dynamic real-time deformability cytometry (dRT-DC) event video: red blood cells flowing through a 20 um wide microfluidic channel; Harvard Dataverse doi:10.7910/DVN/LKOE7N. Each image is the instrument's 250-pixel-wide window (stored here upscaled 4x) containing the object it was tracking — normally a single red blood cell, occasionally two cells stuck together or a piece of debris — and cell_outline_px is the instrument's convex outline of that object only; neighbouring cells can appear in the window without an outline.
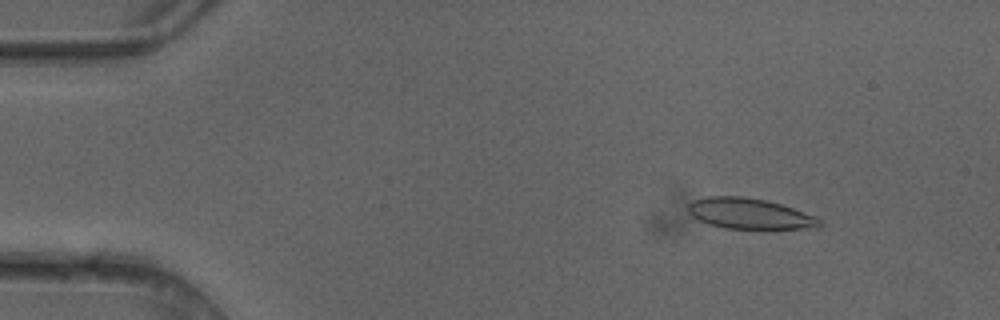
{"species": "common noctule bat (a hibernating species)", "species_latin": "Nyctalus noctula", "temperature_condition": "cold", "stored_images_in_passage": 5, "camera_frame_rate_fps": 3000, "um_per_image_px": 0.085, "animal": {"sex": "female"}, "frame": {"image": 1, "passage_image": 2, "time_ms": 0.333, "image_size_px": [1000, 320], "cell_outline_px": [[820, 224], [816, 228], [724, 228], [708, 224], [692, 216], [688, 212], [688, 204], [692, 200], [708, 196], [740, 196], [768, 200], [816, 216], [820, 220]], "centroid_in_image_um": [63.67, 18.14], "position_along_channel_um": 21.3, "area_um2": 23.29}}
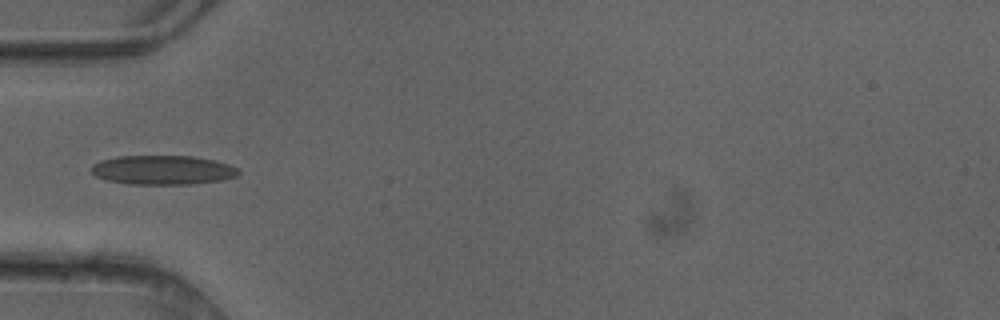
{"frame": {"image": 2, "passage_image": 5, "time_ms": 1.333, "image_size_px": [1000, 320], "cell_outline_px": [[240, 172], [236, 176], [220, 180], [192, 184], [132, 184], [108, 180], [96, 176], [92, 172], [92, 164], [100, 160], [116, 156], [192, 156], [212, 160], [228, 164], [236, 168]], "centroid_in_image_um": [13.81, 14.44], "position_along_channel_um": 71.2, "area_um2": 24.85}}